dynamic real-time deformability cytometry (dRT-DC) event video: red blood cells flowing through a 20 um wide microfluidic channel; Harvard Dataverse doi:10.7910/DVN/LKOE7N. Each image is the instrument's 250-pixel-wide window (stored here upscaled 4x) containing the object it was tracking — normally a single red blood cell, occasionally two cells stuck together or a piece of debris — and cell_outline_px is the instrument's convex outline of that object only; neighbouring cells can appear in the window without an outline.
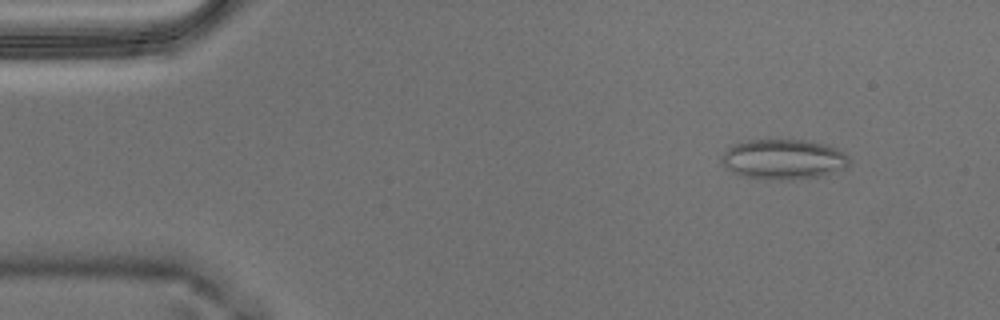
{"species": "Egyptian fruit bat (a non-hibernating species)", "species_latin": "Rousettus aegyptiacus", "temperature_condition": "warm", "stored_images_in_passage": 56, "camera_frame_rate_fps": 3000, "um_per_image_px": 0.085, "animal": {"sex": "male"}, "frame": {"image": 1, "passage_image": 6, "time_ms": 1.667, "image_size_px": [1000, 320], "cell_outline_px": [[852, 164], [848, 168], [816, 176], [788, 180], [776, 180], [736, 176], [724, 168], [720, 164], [724, 152], [732, 144], [748, 140], [804, 140], [824, 144], [836, 148], [844, 152], [852, 160]], "centroid_in_image_um": [66.57, 13.55], "position_along_channel_um": 18.4, "area_um2": 30.29}}
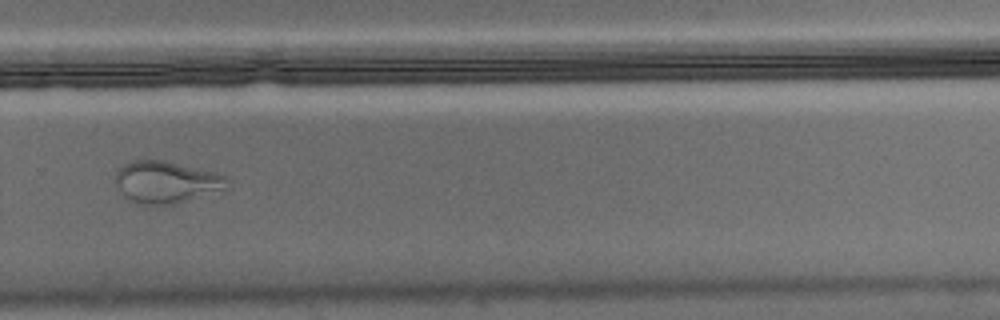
{"frame": {"image": 2, "passage_image": 38, "time_ms": 12.333, "image_size_px": [1000, 320], "cell_outline_px": [[228, 184], [224, 188], [176, 204], [140, 204], [128, 200], [120, 192], [116, 184], [116, 172], [124, 164], [132, 160], [160, 160], [216, 172], [224, 176]], "centroid_in_image_um": [14.06, 15.48], "position_along_channel_um": 315.7, "area_um2": 26.82}}
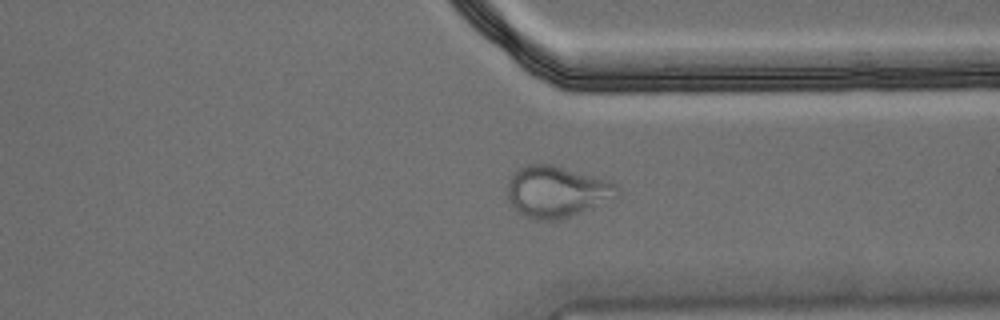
{"frame": {"image": 3, "passage_image": 42, "time_ms": 13.667, "image_size_px": [1000, 320], "cell_outline_px": [[620, 196], [580, 212], [556, 220], [536, 220], [520, 212], [508, 200], [508, 180], [520, 168], [528, 164], [552, 164], [608, 180], [616, 184], [620, 188]], "centroid_in_image_um": [47.35, 16.27], "position_along_channel_um": 364.1, "area_um2": 32.43}}